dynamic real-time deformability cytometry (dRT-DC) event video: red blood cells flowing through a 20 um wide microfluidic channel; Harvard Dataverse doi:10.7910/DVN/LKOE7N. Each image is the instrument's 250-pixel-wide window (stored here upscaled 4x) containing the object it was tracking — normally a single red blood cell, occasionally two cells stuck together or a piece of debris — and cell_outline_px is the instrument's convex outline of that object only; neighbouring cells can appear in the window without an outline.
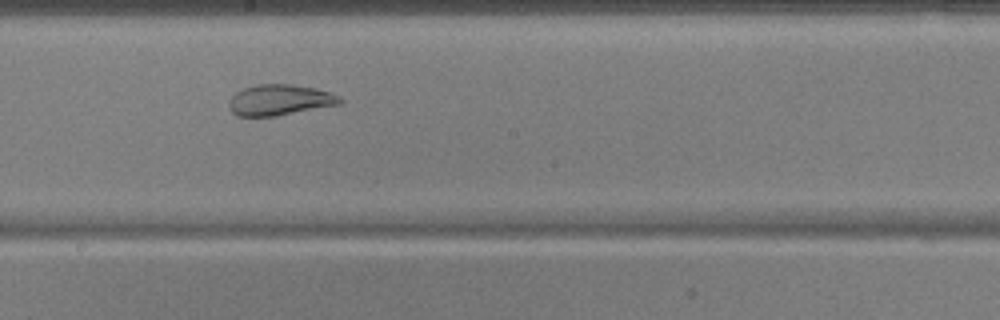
{"species": "common noctule bat (a hibernating species)", "species_latin": "Nyctalus noctula", "temperature_condition": "warm", "stored_images_in_passage": 45, "camera_frame_rate_fps": 3000, "um_per_image_px": 0.085, "animal": {"sex": "male", "body_mass_g": 17.9, "forearm_length_mm": 54.2}, "frame": {"image": 1, "passage_image": 22, "time_ms": 7.0, "image_size_px": [1000, 320], "cell_outline_px": [[344, 100], [340, 104], [276, 116], [236, 116], [232, 112], [228, 104], [232, 96], [236, 92], [244, 88], [256, 84], [292, 84], [316, 88], [332, 92], [340, 96]], "centroid_in_image_um": [23.8, 8.49], "position_along_channel_um": 224.4, "area_um2": 20.06}}
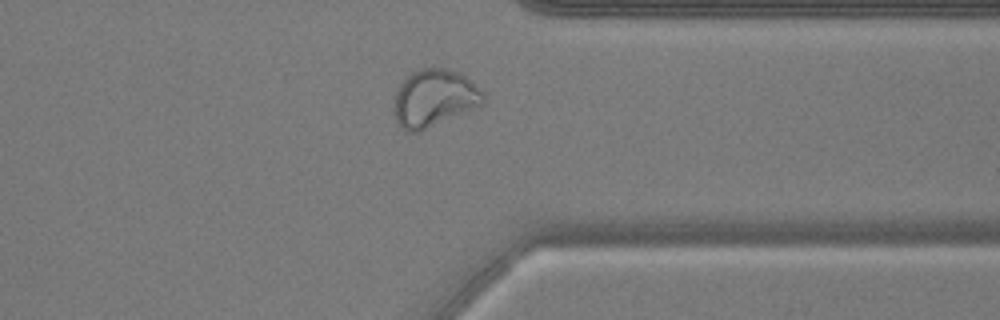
{"frame": {"image": 2, "passage_image": 34, "time_ms": 11.0, "image_size_px": [1000, 320], "cell_outline_px": [[484, 104], [420, 132], [404, 132], [400, 128], [392, 112], [396, 92], [400, 84], [412, 72], [420, 68], [444, 68], [460, 72], [484, 92]], "centroid_in_image_um": [36.88, 8.37], "position_along_channel_um": 374.5, "area_um2": 30.11}}
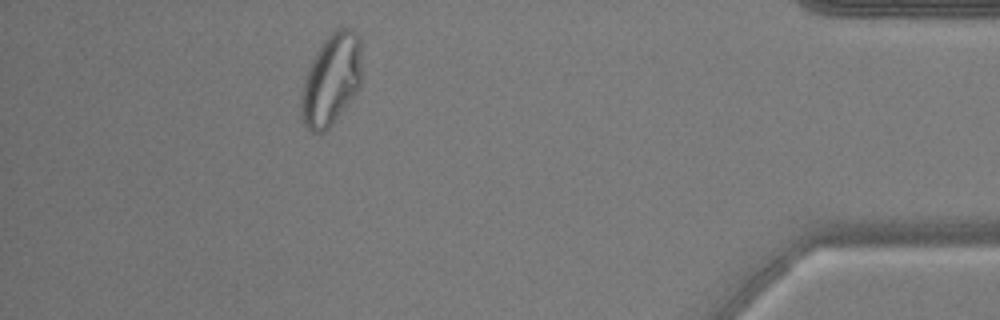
{"frame": {"image": 3, "passage_image": 40, "time_ms": 13.0, "image_size_px": [1000, 320], "cell_outline_px": [[360, 84], [352, 96], [332, 124], [324, 132], [312, 132], [304, 124], [300, 116], [300, 96], [304, 80], [308, 68], [316, 52], [324, 40], [340, 24], [352, 28], [360, 36]], "centroid_in_image_um": [28.13, 6.72], "position_along_channel_um": 407.1, "area_um2": 32.19}}